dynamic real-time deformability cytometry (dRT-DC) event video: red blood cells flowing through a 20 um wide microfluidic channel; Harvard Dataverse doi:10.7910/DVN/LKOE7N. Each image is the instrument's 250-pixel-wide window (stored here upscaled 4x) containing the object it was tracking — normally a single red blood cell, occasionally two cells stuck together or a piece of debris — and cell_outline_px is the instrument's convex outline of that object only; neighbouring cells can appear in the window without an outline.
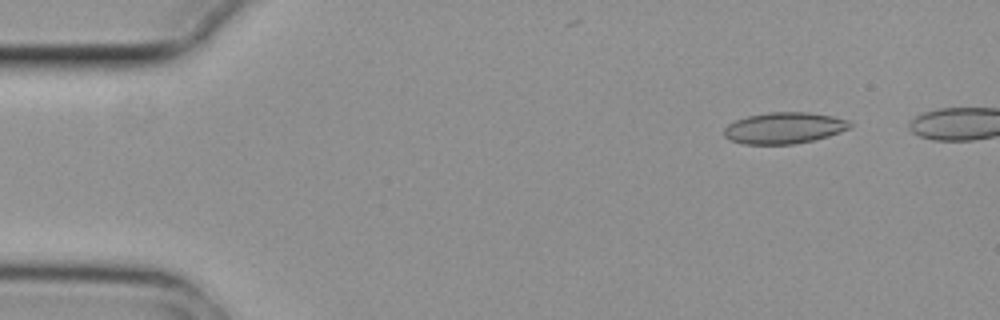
{"species": "common noctule bat (a hibernating species)", "species_latin": "Nyctalus noctula", "temperature_condition": "cold", "stored_images_in_passage": 5, "camera_frame_rate_fps": 3000, "um_per_image_px": 0.085, "animal": {"sex": "female", "body_mass_g": 29.2, "forearm_length_mm": 56.3}, "frame": {"image": 1, "passage_image": 1, "time_ms": 0.0, "image_size_px": [1000, 320], "cell_outline_px": [[852, 124], [848, 128], [840, 132], [828, 136], [812, 140], [792, 144], [744, 144], [732, 140], [724, 136], [724, 128], [728, 124], [736, 120], [748, 116], [768, 112], [808, 112], [832, 116], [848, 120]], "centroid_in_image_um": [66.64, 10.87], "position_along_channel_um": 18.4, "area_um2": 22.77}}
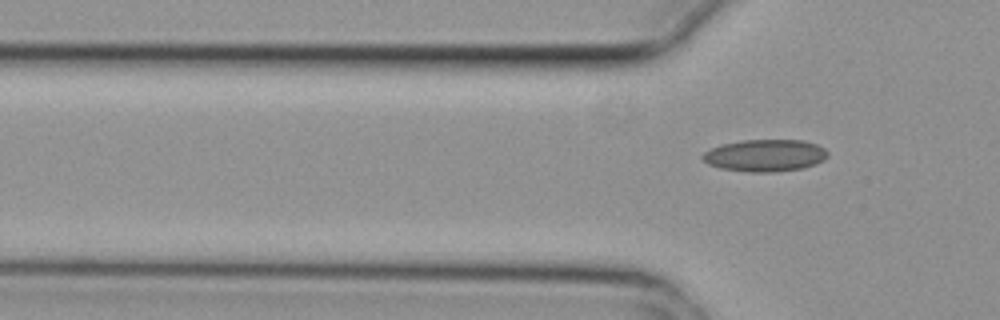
{"frame": {"image": 2, "passage_image": 5, "time_ms": 1.333, "image_size_px": [1000, 320], "cell_outline_px": [[828, 156], [824, 160], [816, 164], [804, 168], [776, 172], [748, 172], [720, 168], [708, 164], [700, 156], [704, 152], [720, 144], [744, 140], [804, 140], [816, 144], [824, 148], [828, 152]], "centroid_in_image_um": [65.04, 13.22], "position_along_channel_um": 60.8, "area_um2": 23.58}}